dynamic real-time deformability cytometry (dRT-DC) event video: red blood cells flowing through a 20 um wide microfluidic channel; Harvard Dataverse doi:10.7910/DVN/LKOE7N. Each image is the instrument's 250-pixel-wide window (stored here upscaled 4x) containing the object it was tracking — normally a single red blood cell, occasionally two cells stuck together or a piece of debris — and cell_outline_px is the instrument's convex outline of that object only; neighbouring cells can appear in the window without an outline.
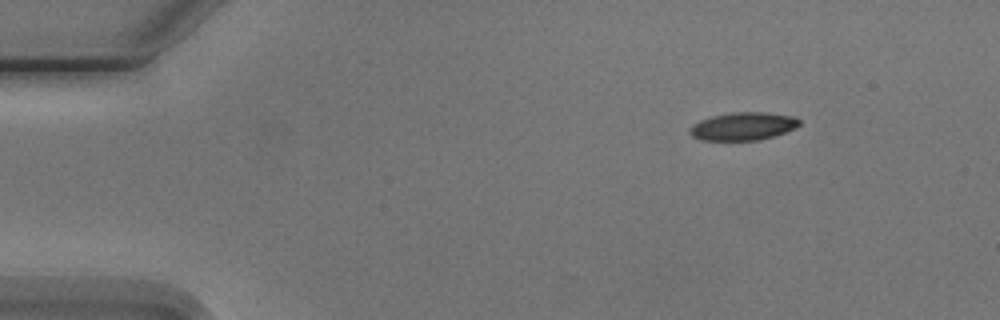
{"species": "Egyptian fruit bat (a non-hibernating species)", "species_latin": "Rousettus aegyptiacus", "temperature_condition": "cold", "stored_images_in_passage": 8, "camera_frame_rate_fps": 3000, "um_per_image_px": 0.085, "animal": {"sex": "male"}, "frame": {"image": 1, "passage_image": 1, "time_ms": 0.0, "image_size_px": [1000, 320], "cell_outline_px": [[800, 124], [796, 128], [760, 140], [700, 140], [692, 136], [688, 132], [688, 128], [692, 124], [700, 120], [712, 116], [732, 112], [764, 112], [792, 116], [800, 120]], "centroid_in_image_um": [63.12, 10.73], "position_along_channel_um": 21.9, "area_um2": 17.86}}
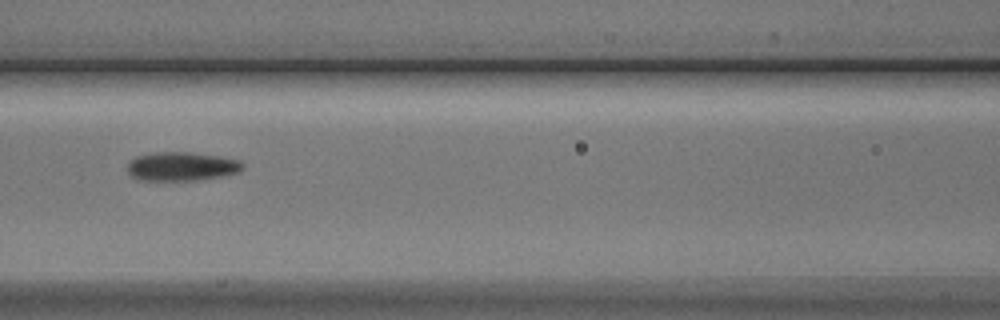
{"frame": {"image": 2, "passage_image": 5, "time_ms": 5.667, "image_size_px": [1000, 320], "cell_outline_px": [[244, 168], [240, 172], [224, 176], [196, 180], [136, 180], [128, 172], [128, 164], [136, 156], [156, 152], [192, 152], [220, 156], [240, 160], [244, 164]], "centroid_in_image_um": [15.48, 14.14], "position_along_channel_um": 151.1, "area_um2": 19.54}}
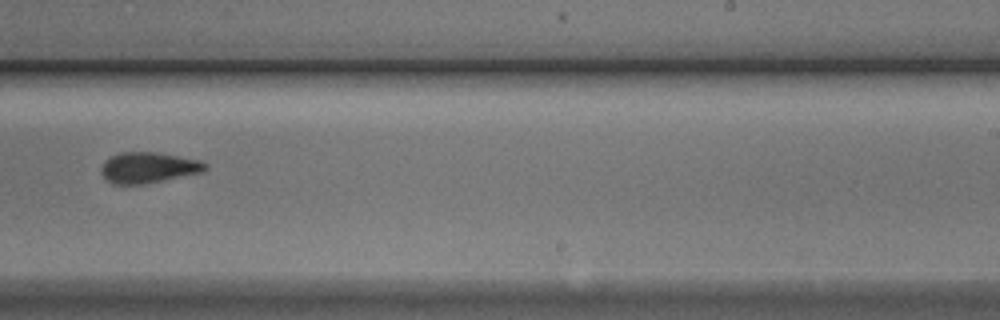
{"frame": {"image": 3, "passage_image": 8, "time_ms": 9.0, "image_size_px": [1000, 320], "cell_outline_px": [[208, 168], [200, 172], [144, 184], [112, 184], [100, 172], [100, 168], [104, 160], [120, 152], [160, 152], [200, 160], [208, 164]], "centroid_in_image_um": [12.59, 14.23], "position_along_channel_um": 276.4, "area_um2": 18.67}}